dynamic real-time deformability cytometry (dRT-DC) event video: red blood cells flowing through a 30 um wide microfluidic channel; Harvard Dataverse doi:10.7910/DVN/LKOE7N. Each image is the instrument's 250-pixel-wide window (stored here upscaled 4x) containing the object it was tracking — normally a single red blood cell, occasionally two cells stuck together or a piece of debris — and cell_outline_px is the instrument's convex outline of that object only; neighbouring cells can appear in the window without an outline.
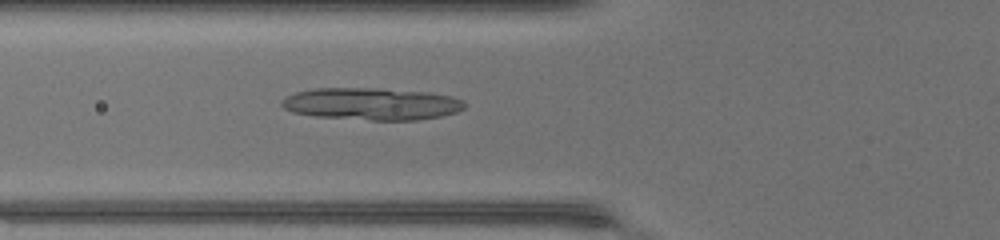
{"species": "common noctule bat (a hibernating species)", "species_latin": "Nyctalus noctula", "temperature_condition": "warm", "stored_images_in_passage": 32, "camera_frame_rate_fps": 3000, "um_per_image_px": 0.085, "animal": {"sex": "female", "body_mass_g": 17.0, "forearm_length_mm": 48.0}, "frame": {"image": 1, "passage_image": 3, "time_ms": 0.667, "image_size_px": [1000, 240], "cell_outline_px": [[464, 108], [456, 112], [440, 116], [416, 120], [372, 120], [316, 116], [292, 112], [284, 108], [280, 104], [280, 100], [296, 92], [316, 88], [376, 88], [428, 92], [452, 96], [464, 100]], "centroid_in_image_um": [31.58, 8.82], "position_along_channel_um": 94.2, "area_um2": 34.22}}
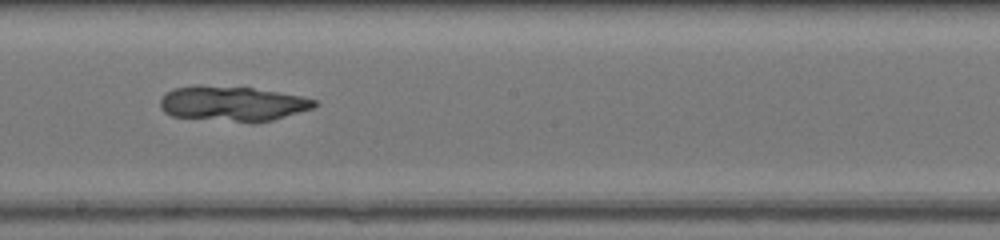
{"frame": {"image": 2, "passage_image": 12, "time_ms": 3.667, "image_size_px": [1000, 240], "cell_outline_px": [[320, 104], [312, 108], [272, 120], [252, 124], [172, 116], [164, 112], [160, 108], [160, 100], [168, 92], [176, 88], [252, 88], [300, 96], [316, 100]], "centroid_in_image_um": [19.82, 8.88], "position_along_channel_um": 228.4, "area_um2": 30.58}}
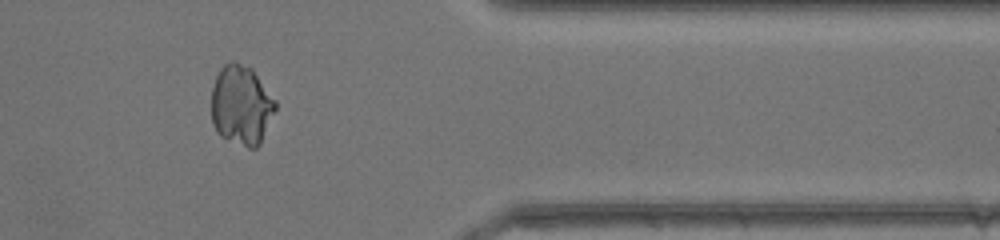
{"frame": {"image": 3, "passage_image": 24, "time_ms": 7.667, "image_size_px": [1000, 240], "cell_outline_px": [[276, 108], [260, 144], [256, 148], [248, 148], [220, 136], [216, 132], [212, 124], [212, 88], [216, 76], [220, 68], [224, 64], [232, 60], [252, 68], [276, 100]], "centroid_in_image_um": [20.51, 8.93], "position_along_channel_um": 390.9, "area_um2": 29.88}}